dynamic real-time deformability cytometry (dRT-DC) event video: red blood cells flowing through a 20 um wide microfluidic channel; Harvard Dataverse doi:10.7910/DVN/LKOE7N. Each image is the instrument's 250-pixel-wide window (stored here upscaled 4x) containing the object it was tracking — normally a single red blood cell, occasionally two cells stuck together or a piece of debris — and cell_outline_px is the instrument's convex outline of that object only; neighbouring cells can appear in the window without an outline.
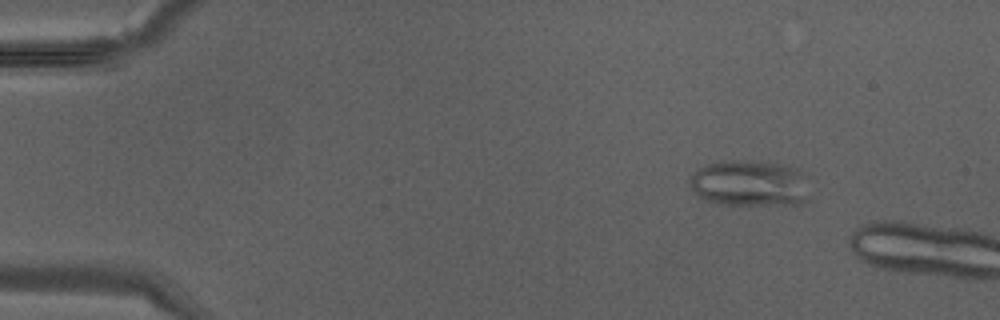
{"species": "Egyptian fruit bat (a non-hibernating species)", "species_latin": "Rousettus aegyptiacus", "temperature_condition": "warm", "stored_images_in_passage": 8, "camera_frame_rate_fps": 3000, "um_per_image_px": 0.085, "animal": {"sex": "male"}, "frame": {"image": 1, "passage_image": 6, "time_ms": 1.667, "image_size_px": [1000, 320], "cell_outline_px": [[808, 200], [800, 204], [720, 204], [704, 200], [696, 196], [688, 188], [688, 180], [692, 172], [708, 164], [732, 160], [736, 160], [772, 164], [796, 168], [800, 172]], "centroid_in_image_um": [63.57, 15.61], "position_along_channel_um": 21.4, "area_um2": 31.67}}